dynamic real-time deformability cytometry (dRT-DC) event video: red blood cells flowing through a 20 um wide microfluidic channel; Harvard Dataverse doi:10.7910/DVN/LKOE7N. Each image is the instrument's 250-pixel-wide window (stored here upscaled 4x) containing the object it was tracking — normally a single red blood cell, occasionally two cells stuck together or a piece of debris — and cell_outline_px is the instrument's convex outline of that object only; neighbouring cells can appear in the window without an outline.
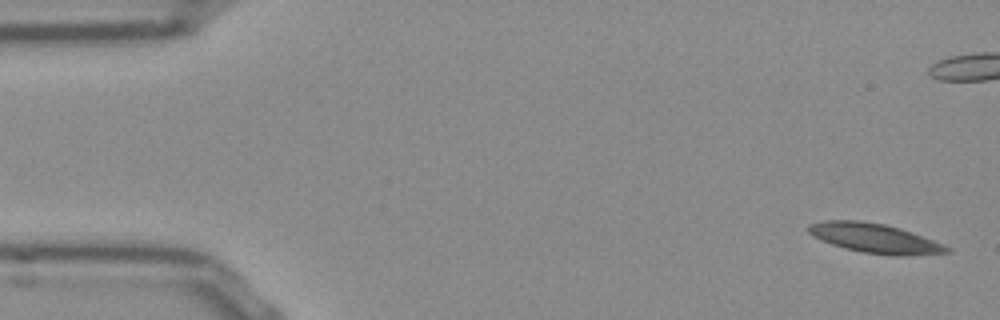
{"species": "Egyptian fruit bat (a non-hibernating species)", "species_latin": "Rousettus aegyptiacus", "temperature_condition": "room temperature", "stored_images_in_passage": 10, "camera_frame_rate_fps": 3000, "um_per_image_px": 0.085, "frame": {"image": 1, "passage_image": 1, "time_ms": 0.0, "image_size_px": [1000, 320], "cell_outline_px": [[952, 252], [900, 256], [864, 252], [844, 248], [832, 244], [808, 232], [808, 224], [824, 220], [860, 220], [884, 224], [900, 228], [912, 232], [944, 244], [952, 248]], "centroid_in_image_um": [74.4, 20.24], "position_along_channel_um": 10.6, "area_um2": 23.52}}